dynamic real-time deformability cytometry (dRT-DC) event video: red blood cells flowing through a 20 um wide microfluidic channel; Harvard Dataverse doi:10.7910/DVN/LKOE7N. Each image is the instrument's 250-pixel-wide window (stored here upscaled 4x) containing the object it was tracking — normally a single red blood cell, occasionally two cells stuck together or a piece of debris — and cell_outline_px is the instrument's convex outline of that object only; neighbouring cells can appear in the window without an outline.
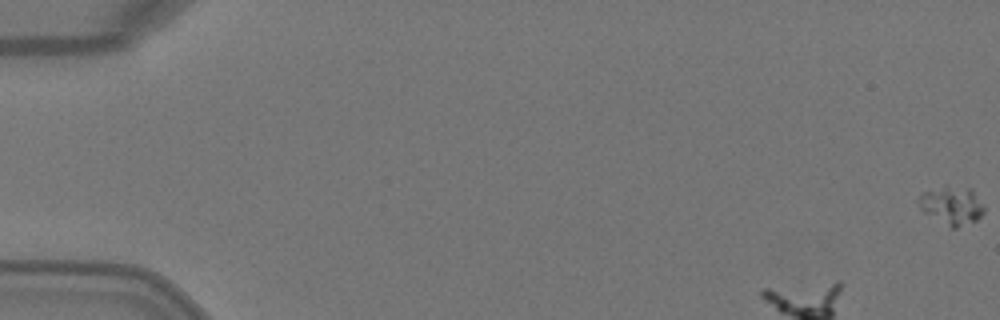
{"species": "Egyptian fruit bat (a non-hibernating species)", "species_latin": "Rousettus aegyptiacus", "temperature_condition": "warm", "stored_images_in_passage": 5, "segment_of_instrument_passage": [1, 2], "camera_frame_rate_fps": 3000, "um_per_image_px": 0.085, "animal": {"sex": "female"}, "frame": {"image": 1, "passage_image": 1, "time_ms": 0.0, "image_size_px": [1000, 320], "cell_outline_px": [[984, 212], [976, 220], [956, 228], [952, 228], [924, 212], [916, 204], [916, 200], [920, 192], [944, 184], [972, 188], [984, 208]], "centroid_in_image_um": [80.84, 17.4], "position_along_channel_um": 4.2, "area_um2": 14.91}}
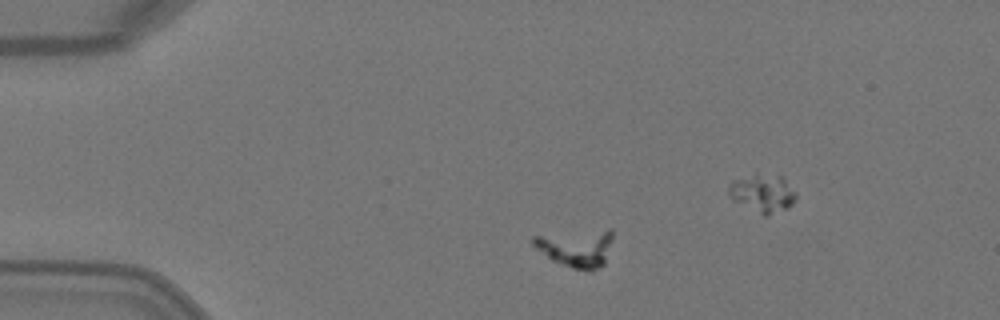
{"frame": {"image": 2, "passage_image": 3, "time_ms": 0.667, "image_size_px": [1000, 320], "cell_outline_px": [[612, 240], [604, 264], [592, 272], [588, 272], [572, 268], [552, 260], [536, 248], [532, 244], [532, 236], [608, 228], [612, 228]], "centroid_in_image_um": [49.01, 21.08], "position_along_channel_um": 36.0, "area_um2": 17.51}}